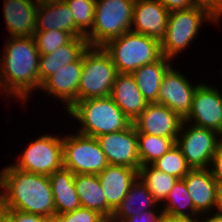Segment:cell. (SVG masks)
<instances>
[{"mask_svg":"<svg viewBox=\"0 0 222 222\" xmlns=\"http://www.w3.org/2000/svg\"><path fill=\"white\" fill-rule=\"evenodd\" d=\"M5 41L0 57V94L4 93L11 98L13 96L14 99L16 97L24 104L41 87L40 53L34 36L8 37Z\"/></svg>","mask_w":222,"mask_h":222,"instance_id":"cell-1","label":"cell"},{"mask_svg":"<svg viewBox=\"0 0 222 222\" xmlns=\"http://www.w3.org/2000/svg\"><path fill=\"white\" fill-rule=\"evenodd\" d=\"M0 198L5 209L56 217L48 175L21 171L12 164L0 171Z\"/></svg>","mask_w":222,"mask_h":222,"instance_id":"cell-2","label":"cell"},{"mask_svg":"<svg viewBox=\"0 0 222 222\" xmlns=\"http://www.w3.org/2000/svg\"><path fill=\"white\" fill-rule=\"evenodd\" d=\"M66 113L80 123L77 132L95 138L132 124L110 96L77 101Z\"/></svg>","mask_w":222,"mask_h":222,"instance_id":"cell-3","label":"cell"},{"mask_svg":"<svg viewBox=\"0 0 222 222\" xmlns=\"http://www.w3.org/2000/svg\"><path fill=\"white\" fill-rule=\"evenodd\" d=\"M205 22L212 25L220 23L208 10L197 6L169 12L166 33L160 41L162 55L171 60L176 59L177 55L190 47L195 38L197 39Z\"/></svg>","mask_w":222,"mask_h":222,"instance_id":"cell-4","label":"cell"},{"mask_svg":"<svg viewBox=\"0 0 222 222\" xmlns=\"http://www.w3.org/2000/svg\"><path fill=\"white\" fill-rule=\"evenodd\" d=\"M103 48L110 55L118 73H132L162 56L158 39L133 31L110 40Z\"/></svg>","mask_w":222,"mask_h":222,"instance_id":"cell-5","label":"cell"},{"mask_svg":"<svg viewBox=\"0 0 222 222\" xmlns=\"http://www.w3.org/2000/svg\"><path fill=\"white\" fill-rule=\"evenodd\" d=\"M136 0H95L92 30L85 36L91 47H103L107 42L131 31Z\"/></svg>","mask_w":222,"mask_h":222,"instance_id":"cell-6","label":"cell"},{"mask_svg":"<svg viewBox=\"0 0 222 222\" xmlns=\"http://www.w3.org/2000/svg\"><path fill=\"white\" fill-rule=\"evenodd\" d=\"M117 70L103 47L83 52V68L78 88V101L110 96Z\"/></svg>","mask_w":222,"mask_h":222,"instance_id":"cell-7","label":"cell"},{"mask_svg":"<svg viewBox=\"0 0 222 222\" xmlns=\"http://www.w3.org/2000/svg\"><path fill=\"white\" fill-rule=\"evenodd\" d=\"M97 139L79 132L63 135V167L74 174L98 175L107 166Z\"/></svg>","mask_w":222,"mask_h":222,"instance_id":"cell-8","label":"cell"},{"mask_svg":"<svg viewBox=\"0 0 222 222\" xmlns=\"http://www.w3.org/2000/svg\"><path fill=\"white\" fill-rule=\"evenodd\" d=\"M176 145L191 169H206L222 145V135L183 121Z\"/></svg>","mask_w":222,"mask_h":222,"instance_id":"cell-9","label":"cell"},{"mask_svg":"<svg viewBox=\"0 0 222 222\" xmlns=\"http://www.w3.org/2000/svg\"><path fill=\"white\" fill-rule=\"evenodd\" d=\"M60 136V137H59ZM43 134L18 156L14 167L34 174L50 176L63 167V136Z\"/></svg>","mask_w":222,"mask_h":222,"instance_id":"cell-10","label":"cell"},{"mask_svg":"<svg viewBox=\"0 0 222 222\" xmlns=\"http://www.w3.org/2000/svg\"><path fill=\"white\" fill-rule=\"evenodd\" d=\"M222 135V93L218 87L201 82L194 91L191 111L184 119Z\"/></svg>","mask_w":222,"mask_h":222,"instance_id":"cell-11","label":"cell"},{"mask_svg":"<svg viewBox=\"0 0 222 222\" xmlns=\"http://www.w3.org/2000/svg\"><path fill=\"white\" fill-rule=\"evenodd\" d=\"M110 165L140 169L137 131L133 123L126 129L96 137Z\"/></svg>","mask_w":222,"mask_h":222,"instance_id":"cell-12","label":"cell"},{"mask_svg":"<svg viewBox=\"0 0 222 222\" xmlns=\"http://www.w3.org/2000/svg\"><path fill=\"white\" fill-rule=\"evenodd\" d=\"M188 79L181 71L171 66L163 76L158 93V103L167 106L183 120L191 111L193 94L200 84L198 82L192 85Z\"/></svg>","mask_w":222,"mask_h":222,"instance_id":"cell-13","label":"cell"},{"mask_svg":"<svg viewBox=\"0 0 222 222\" xmlns=\"http://www.w3.org/2000/svg\"><path fill=\"white\" fill-rule=\"evenodd\" d=\"M183 119L159 103H148L145 110L133 121L137 134H150L177 140Z\"/></svg>","mask_w":222,"mask_h":222,"instance_id":"cell-14","label":"cell"},{"mask_svg":"<svg viewBox=\"0 0 222 222\" xmlns=\"http://www.w3.org/2000/svg\"><path fill=\"white\" fill-rule=\"evenodd\" d=\"M83 68V54L74 62L61 67L40 87L48 96L62 101L66 112L78 101V88ZM66 106V107H65Z\"/></svg>","mask_w":222,"mask_h":222,"instance_id":"cell-15","label":"cell"},{"mask_svg":"<svg viewBox=\"0 0 222 222\" xmlns=\"http://www.w3.org/2000/svg\"><path fill=\"white\" fill-rule=\"evenodd\" d=\"M168 18L169 11L159 1L136 0L131 31L161 41L166 33Z\"/></svg>","mask_w":222,"mask_h":222,"instance_id":"cell-16","label":"cell"},{"mask_svg":"<svg viewBox=\"0 0 222 222\" xmlns=\"http://www.w3.org/2000/svg\"><path fill=\"white\" fill-rule=\"evenodd\" d=\"M97 176L107 200V217H112L113 212L127 195L130 186L137 180L138 169L109 164Z\"/></svg>","mask_w":222,"mask_h":222,"instance_id":"cell-17","label":"cell"},{"mask_svg":"<svg viewBox=\"0 0 222 222\" xmlns=\"http://www.w3.org/2000/svg\"><path fill=\"white\" fill-rule=\"evenodd\" d=\"M194 208L201 214L211 213L216 204L218 183L210 168L191 169L183 178Z\"/></svg>","mask_w":222,"mask_h":222,"instance_id":"cell-18","label":"cell"},{"mask_svg":"<svg viewBox=\"0 0 222 222\" xmlns=\"http://www.w3.org/2000/svg\"><path fill=\"white\" fill-rule=\"evenodd\" d=\"M3 17L10 37L34 36L37 6L32 0H3Z\"/></svg>","mask_w":222,"mask_h":222,"instance_id":"cell-19","label":"cell"},{"mask_svg":"<svg viewBox=\"0 0 222 222\" xmlns=\"http://www.w3.org/2000/svg\"><path fill=\"white\" fill-rule=\"evenodd\" d=\"M110 97L131 122L136 120L148 104L131 73H117Z\"/></svg>","mask_w":222,"mask_h":222,"instance_id":"cell-20","label":"cell"},{"mask_svg":"<svg viewBox=\"0 0 222 222\" xmlns=\"http://www.w3.org/2000/svg\"><path fill=\"white\" fill-rule=\"evenodd\" d=\"M63 30L73 37H85L77 28L72 11L66 2L60 1L37 7L35 31Z\"/></svg>","mask_w":222,"mask_h":222,"instance_id":"cell-21","label":"cell"},{"mask_svg":"<svg viewBox=\"0 0 222 222\" xmlns=\"http://www.w3.org/2000/svg\"><path fill=\"white\" fill-rule=\"evenodd\" d=\"M85 37H74L69 43L49 54H40L39 82L42 84L49 76L66 64L76 61L88 48Z\"/></svg>","mask_w":222,"mask_h":222,"instance_id":"cell-22","label":"cell"},{"mask_svg":"<svg viewBox=\"0 0 222 222\" xmlns=\"http://www.w3.org/2000/svg\"><path fill=\"white\" fill-rule=\"evenodd\" d=\"M172 60L163 55L157 60L137 68L131 74L148 103H158V93L163 76L171 67Z\"/></svg>","mask_w":222,"mask_h":222,"instance_id":"cell-23","label":"cell"},{"mask_svg":"<svg viewBox=\"0 0 222 222\" xmlns=\"http://www.w3.org/2000/svg\"><path fill=\"white\" fill-rule=\"evenodd\" d=\"M74 173L62 167L49 176L53 193L56 217L81 207L74 186Z\"/></svg>","mask_w":222,"mask_h":222,"instance_id":"cell-24","label":"cell"},{"mask_svg":"<svg viewBox=\"0 0 222 222\" xmlns=\"http://www.w3.org/2000/svg\"><path fill=\"white\" fill-rule=\"evenodd\" d=\"M158 205L147 187L137 178L130 186L125 198L113 212L112 217L118 222H123L126 218L136 216L143 211L154 210Z\"/></svg>","mask_w":222,"mask_h":222,"instance_id":"cell-25","label":"cell"},{"mask_svg":"<svg viewBox=\"0 0 222 222\" xmlns=\"http://www.w3.org/2000/svg\"><path fill=\"white\" fill-rule=\"evenodd\" d=\"M74 186L82 207L97 211L107 217V200L97 175L75 174Z\"/></svg>","mask_w":222,"mask_h":222,"instance_id":"cell-26","label":"cell"},{"mask_svg":"<svg viewBox=\"0 0 222 222\" xmlns=\"http://www.w3.org/2000/svg\"><path fill=\"white\" fill-rule=\"evenodd\" d=\"M161 204H163L162 211L164 215L174 216V217L202 216L194 208L191 196L187 190L186 184L183 181V179H179L174 184L166 200Z\"/></svg>","mask_w":222,"mask_h":222,"instance_id":"cell-27","label":"cell"},{"mask_svg":"<svg viewBox=\"0 0 222 222\" xmlns=\"http://www.w3.org/2000/svg\"><path fill=\"white\" fill-rule=\"evenodd\" d=\"M138 178L147 187L158 204L163 203L174 184L179 180L177 177L159 171L152 165H145L138 170Z\"/></svg>","mask_w":222,"mask_h":222,"instance_id":"cell-28","label":"cell"},{"mask_svg":"<svg viewBox=\"0 0 222 222\" xmlns=\"http://www.w3.org/2000/svg\"><path fill=\"white\" fill-rule=\"evenodd\" d=\"M137 142L141 167L153 164L176 145V141L173 138L150 134H137Z\"/></svg>","mask_w":222,"mask_h":222,"instance_id":"cell-29","label":"cell"},{"mask_svg":"<svg viewBox=\"0 0 222 222\" xmlns=\"http://www.w3.org/2000/svg\"><path fill=\"white\" fill-rule=\"evenodd\" d=\"M154 168L168 175L183 179L191 168L186 163L181 149L175 145L171 150L158 158L153 164Z\"/></svg>","mask_w":222,"mask_h":222,"instance_id":"cell-30","label":"cell"},{"mask_svg":"<svg viewBox=\"0 0 222 222\" xmlns=\"http://www.w3.org/2000/svg\"><path fill=\"white\" fill-rule=\"evenodd\" d=\"M74 17L77 28L86 36L93 28L95 0H64Z\"/></svg>","mask_w":222,"mask_h":222,"instance_id":"cell-31","label":"cell"},{"mask_svg":"<svg viewBox=\"0 0 222 222\" xmlns=\"http://www.w3.org/2000/svg\"><path fill=\"white\" fill-rule=\"evenodd\" d=\"M74 37L63 30L35 31L34 39L40 54H49L69 43Z\"/></svg>","mask_w":222,"mask_h":222,"instance_id":"cell-32","label":"cell"},{"mask_svg":"<svg viewBox=\"0 0 222 222\" xmlns=\"http://www.w3.org/2000/svg\"><path fill=\"white\" fill-rule=\"evenodd\" d=\"M57 217L61 222H101L104 218L99 212L82 206L74 211L58 215Z\"/></svg>","mask_w":222,"mask_h":222,"instance_id":"cell-33","label":"cell"},{"mask_svg":"<svg viewBox=\"0 0 222 222\" xmlns=\"http://www.w3.org/2000/svg\"><path fill=\"white\" fill-rule=\"evenodd\" d=\"M4 218L8 222H47L48 217L17 211L14 209H5Z\"/></svg>","mask_w":222,"mask_h":222,"instance_id":"cell-34","label":"cell"},{"mask_svg":"<svg viewBox=\"0 0 222 222\" xmlns=\"http://www.w3.org/2000/svg\"><path fill=\"white\" fill-rule=\"evenodd\" d=\"M158 212V213H157ZM164 214L162 209L160 210V205L157 210H147L143 211L136 216H131L126 218L123 222H160Z\"/></svg>","mask_w":222,"mask_h":222,"instance_id":"cell-35","label":"cell"},{"mask_svg":"<svg viewBox=\"0 0 222 222\" xmlns=\"http://www.w3.org/2000/svg\"><path fill=\"white\" fill-rule=\"evenodd\" d=\"M193 6L208 10L220 22L222 20V0H190ZM221 19V20H220Z\"/></svg>","mask_w":222,"mask_h":222,"instance_id":"cell-36","label":"cell"},{"mask_svg":"<svg viewBox=\"0 0 222 222\" xmlns=\"http://www.w3.org/2000/svg\"><path fill=\"white\" fill-rule=\"evenodd\" d=\"M210 169L218 186H222V145L213 157Z\"/></svg>","mask_w":222,"mask_h":222,"instance_id":"cell-37","label":"cell"},{"mask_svg":"<svg viewBox=\"0 0 222 222\" xmlns=\"http://www.w3.org/2000/svg\"><path fill=\"white\" fill-rule=\"evenodd\" d=\"M157 1H159L169 12L177 10H185L193 6L190 0H157Z\"/></svg>","mask_w":222,"mask_h":222,"instance_id":"cell-38","label":"cell"},{"mask_svg":"<svg viewBox=\"0 0 222 222\" xmlns=\"http://www.w3.org/2000/svg\"><path fill=\"white\" fill-rule=\"evenodd\" d=\"M160 222H202L201 217H174L164 215Z\"/></svg>","mask_w":222,"mask_h":222,"instance_id":"cell-39","label":"cell"},{"mask_svg":"<svg viewBox=\"0 0 222 222\" xmlns=\"http://www.w3.org/2000/svg\"><path fill=\"white\" fill-rule=\"evenodd\" d=\"M213 212L222 215V186H218L216 194V204Z\"/></svg>","mask_w":222,"mask_h":222,"instance_id":"cell-40","label":"cell"},{"mask_svg":"<svg viewBox=\"0 0 222 222\" xmlns=\"http://www.w3.org/2000/svg\"><path fill=\"white\" fill-rule=\"evenodd\" d=\"M205 216H207V217H205ZM201 220H202V222H222V215H219L214 212H211V214L206 213L201 216Z\"/></svg>","mask_w":222,"mask_h":222,"instance_id":"cell-41","label":"cell"},{"mask_svg":"<svg viewBox=\"0 0 222 222\" xmlns=\"http://www.w3.org/2000/svg\"><path fill=\"white\" fill-rule=\"evenodd\" d=\"M37 7L50 5L63 0H32Z\"/></svg>","mask_w":222,"mask_h":222,"instance_id":"cell-42","label":"cell"},{"mask_svg":"<svg viewBox=\"0 0 222 222\" xmlns=\"http://www.w3.org/2000/svg\"><path fill=\"white\" fill-rule=\"evenodd\" d=\"M4 210H5V208H4V206L2 204V200L0 198V220L4 217Z\"/></svg>","mask_w":222,"mask_h":222,"instance_id":"cell-43","label":"cell"},{"mask_svg":"<svg viewBox=\"0 0 222 222\" xmlns=\"http://www.w3.org/2000/svg\"><path fill=\"white\" fill-rule=\"evenodd\" d=\"M101 222H118L113 217H104Z\"/></svg>","mask_w":222,"mask_h":222,"instance_id":"cell-44","label":"cell"},{"mask_svg":"<svg viewBox=\"0 0 222 222\" xmlns=\"http://www.w3.org/2000/svg\"><path fill=\"white\" fill-rule=\"evenodd\" d=\"M47 222H61V220L58 217H52L49 218Z\"/></svg>","mask_w":222,"mask_h":222,"instance_id":"cell-45","label":"cell"},{"mask_svg":"<svg viewBox=\"0 0 222 222\" xmlns=\"http://www.w3.org/2000/svg\"><path fill=\"white\" fill-rule=\"evenodd\" d=\"M0 222H8L4 217L0 220Z\"/></svg>","mask_w":222,"mask_h":222,"instance_id":"cell-46","label":"cell"}]
</instances>
